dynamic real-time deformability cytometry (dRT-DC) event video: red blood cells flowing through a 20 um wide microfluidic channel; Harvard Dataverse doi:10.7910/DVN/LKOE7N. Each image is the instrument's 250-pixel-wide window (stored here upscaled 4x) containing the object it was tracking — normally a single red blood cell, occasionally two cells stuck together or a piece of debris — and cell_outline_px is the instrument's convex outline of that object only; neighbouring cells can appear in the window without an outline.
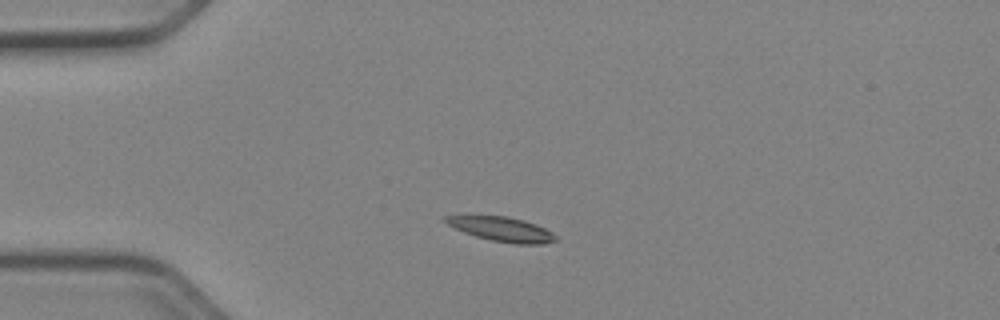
{"species": "Egyptian fruit bat (a non-hibernating species)", "species_latin": "Rousettus aegyptiacus", "temperature_condition": "cold", "stored_images_in_passage": 40, "camera_frame_rate_fps": 3000, "um_per_image_px": 0.085, "animal": {"sex": "female"}, "frame": {"image": 1, "passage_image": 1, "time_ms": 0.0, "image_size_px": [1000, 320], "cell_outline_px": [[556, 240], [544, 244], [516, 244], [492, 240], [476, 236], [464, 232], [448, 224], [444, 220], [444, 216], [508, 216], [524, 220], [536, 224], [552, 232], [556, 236]], "centroid_in_image_um": [42.69, 19.48], "position_along_channel_um": 42.3, "area_um2": 15.43}}
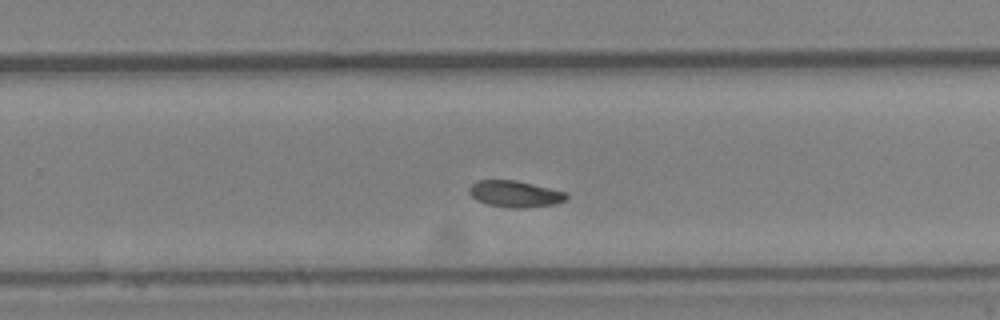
{"frame": {"image": 2, "passage_image": 22, "time_ms": 7.0, "image_size_px": [1000, 320], "cell_outline_px": [[568, 200], [556, 204], [520, 208], [508, 208], [488, 204], [476, 200], [468, 192], [468, 188], [476, 180], [516, 180], [564, 192], [568, 196]], "centroid_in_image_um": [43.75, 16.49], "position_along_channel_um": 286.1, "area_um2": 14.97}}
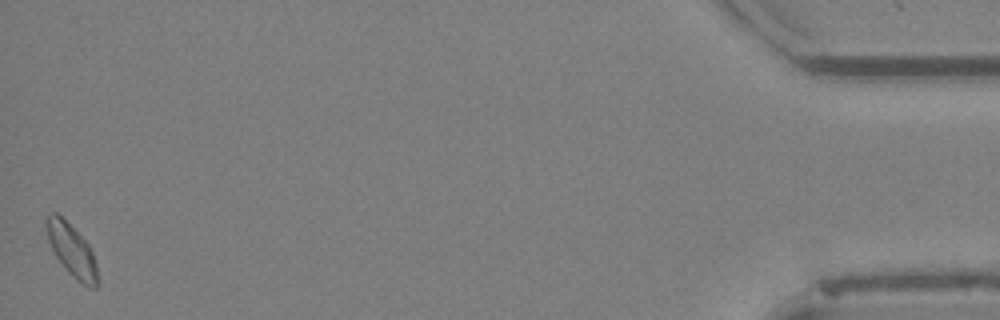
{"frame": {"image": 3, "passage_image": 40, "time_ms": 13.0, "image_size_px": [1000, 320], "cell_outline_px": [[96, 288], [92, 288], [76, 280], [64, 268], [56, 256], [48, 240], [44, 224], [44, 216], [52, 212], [56, 212], [88, 244], [92, 252], [96, 264]], "centroid_in_image_um": [6.03, 21.24], "position_along_channel_um": 429.2, "area_um2": 15.26}, "authors_computed_cell_mechanics": {"area_um2": 15.1147, "velocity_mm_per_s": 3.885, "shape_relaxation_time_tau1_ms": 2.4535, "shape_relaxation_time_tau2_ms": 8.4177, "deformation_change_tau1": 0.1187, "deformation_change_tau2": 0.1352}}